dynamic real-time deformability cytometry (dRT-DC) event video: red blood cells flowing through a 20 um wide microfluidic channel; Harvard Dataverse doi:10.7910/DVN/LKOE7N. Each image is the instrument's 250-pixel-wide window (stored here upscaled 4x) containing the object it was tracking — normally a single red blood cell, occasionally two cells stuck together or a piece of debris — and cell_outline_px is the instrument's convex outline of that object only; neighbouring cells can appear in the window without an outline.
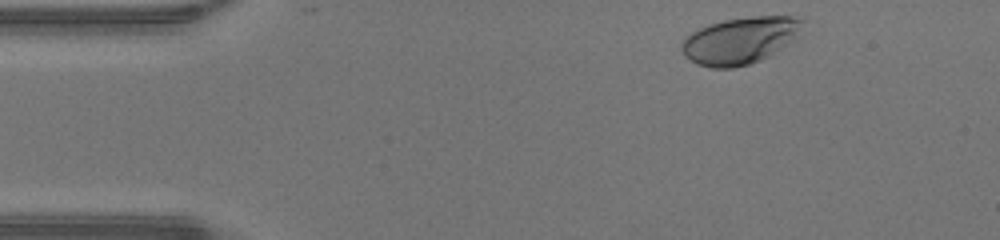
{"species": "human", "species_latin": "Homo sapiens", "temperature_condition": "warm", "stored_images_in_passage": 36, "camera_frame_rate_fps": 3000, "um_per_image_px": 0.085, "donor": {"sex": "male"}, "frame": {"image": 1, "passage_image": 2, "time_ms": 0.333, "image_size_px": [1000, 240], "cell_outline_px": [[808, 20], [800, 36], [796, 40], [768, 56], [760, 60], [748, 64], [732, 68], [712, 68], [696, 64], [684, 56], [680, 48], [680, 44], [684, 36], [696, 28], [708, 24], [724, 20], [752, 16], [792, 16]], "centroid_in_image_um": [62.94, 3.42], "position_along_channel_um": 22.1, "area_um2": 33.87}}
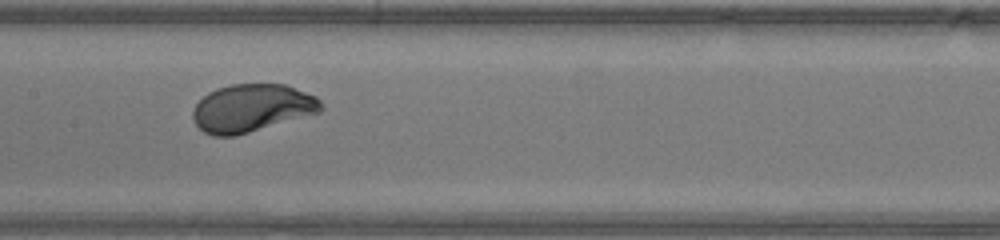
{"frame": {"image": 2, "passage_image": 19, "time_ms": 6.0, "image_size_px": [1000, 240], "cell_outline_px": [[324, 108], [320, 112], [236, 136], [212, 136], [204, 132], [192, 120], [192, 112], [196, 104], [208, 92], [216, 88], [232, 84], [284, 84], [316, 96], [320, 100]], "centroid_in_image_um": [21.39, 9.19], "position_along_channel_um": 186.0, "area_um2": 35.72}}
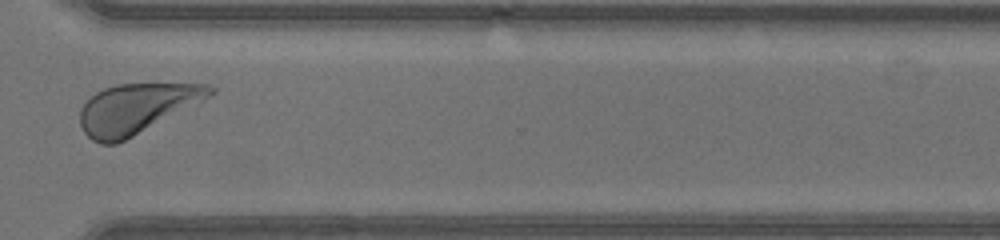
{"frame": {"image": 3, "passage_image": 31, "time_ms": 10.0, "image_size_px": [1000, 240], "cell_outline_px": [[216, 92], [204, 100], [116, 144], [100, 144], [92, 140], [84, 132], [80, 124], [80, 108], [96, 92], [104, 88], [116, 84], [208, 84], [216, 88]], "centroid_in_image_um": [11.58, 9.22], "position_along_channel_um": 359.0, "area_um2": 37.28}, "authors_computed_cell_mechanics": {"area_um2": 35.3447, "velocity_mm_per_s": 4.3267, "shape_relaxation_time_tau1_ms": 2.0587, "shape_relaxation_time_tau2_ms": null, "deformation_change_tau1": 0.1552, "deformation_change_tau2": null}}